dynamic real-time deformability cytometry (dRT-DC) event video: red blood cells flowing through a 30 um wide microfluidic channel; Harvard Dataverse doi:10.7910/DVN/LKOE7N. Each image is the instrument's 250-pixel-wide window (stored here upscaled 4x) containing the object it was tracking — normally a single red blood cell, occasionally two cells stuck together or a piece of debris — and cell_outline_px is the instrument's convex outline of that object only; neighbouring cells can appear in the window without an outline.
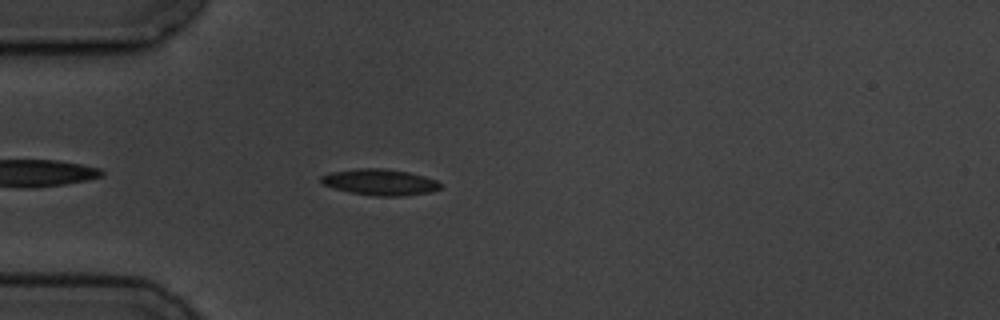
{"species": "common noctule bat (a hibernating species)", "species_latin": "Nyctalus noctula", "temperature_condition": "cold", "stored_images_in_passage": 5, "camera_frame_rate_fps": 3000, "um_per_image_px": 0.085, "animal": {"sex": "male", "body_mass_g": 19.5, "forearm_length_mm": 54.6}, "frame": {"image": 1, "passage_image": 5, "time_ms": 4.667, "image_size_px": [1000, 320], "cell_outline_px": [[440, 188], [432, 192], [400, 196], [376, 196], [352, 192], [336, 188], [324, 184], [320, 180], [320, 176], [328, 172], [356, 168], [384, 168], [408, 172], [424, 176], [436, 180], [440, 184]], "centroid_in_image_um": [32.29, 15.47], "position_along_channel_um": 52.7, "area_um2": 18.09}}